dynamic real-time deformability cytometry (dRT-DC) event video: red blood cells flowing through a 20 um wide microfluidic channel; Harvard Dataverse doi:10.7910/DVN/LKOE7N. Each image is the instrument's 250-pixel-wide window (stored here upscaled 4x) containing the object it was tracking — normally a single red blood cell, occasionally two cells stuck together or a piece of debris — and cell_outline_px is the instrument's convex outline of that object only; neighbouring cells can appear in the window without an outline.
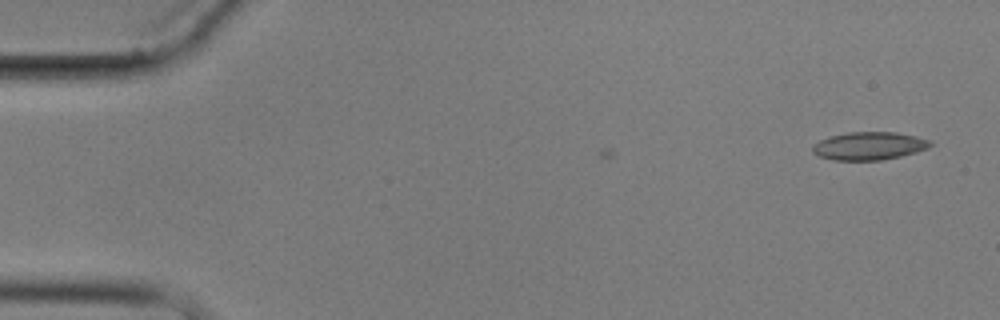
{"species": "common noctule bat (a hibernating species)", "species_latin": "Nyctalus noctula", "temperature_condition": "cold", "stored_images_in_passage": 3, "camera_frame_rate_fps": 3000, "um_per_image_px": 0.085, "animal": {"sex": "male", "body_mass_g": 17.9}, "frame": {"image": 1, "passage_image": 1, "time_ms": 0.0, "image_size_px": [1000, 320], "cell_outline_px": [[932, 144], [928, 148], [916, 152], [900, 156], [880, 160], [832, 160], [820, 156], [812, 152], [812, 144], [820, 140], [832, 136], [848, 132], [896, 132], [916, 136], [932, 140]], "centroid_in_image_um": [73.88, 12.4], "position_along_channel_um": 11.1, "area_um2": 19.19}}